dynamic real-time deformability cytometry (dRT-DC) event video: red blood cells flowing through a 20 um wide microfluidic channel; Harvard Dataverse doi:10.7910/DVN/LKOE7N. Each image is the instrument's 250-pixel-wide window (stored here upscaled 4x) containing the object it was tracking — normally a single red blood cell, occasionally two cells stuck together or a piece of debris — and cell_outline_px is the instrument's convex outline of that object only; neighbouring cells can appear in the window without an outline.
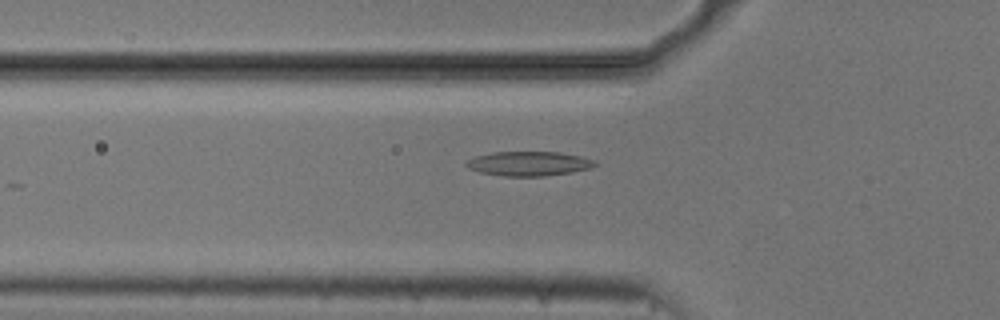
{"species": "common noctule bat (a hibernating species)", "species_latin": "Nyctalus noctula", "temperature_condition": "cold", "stored_images_in_passage": 9, "camera_frame_rate_fps": 3000, "um_per_image_px": 0.085, "animal": {"sex": "male", "body_mass_g": 20.5, "forearm_length_mm": 52.5}, "frame": {"image": 1, "passage_image": 4, "time_ms": 1.0, "image_size_px": [1000, 320], "cell_outline_px": [[600, 164], [592, 168], [572, 172], [544, 176], [504, 176], [480, 172], [468, 168], [464, 164], [464, 160], [476, 156], [492, 152], [560, 152], [580, 156], [596, 160]], "centroid_in_image_um": [44.97, 13.9], "position_along_channel_um": 80.8, "area_um2": 18.55}}
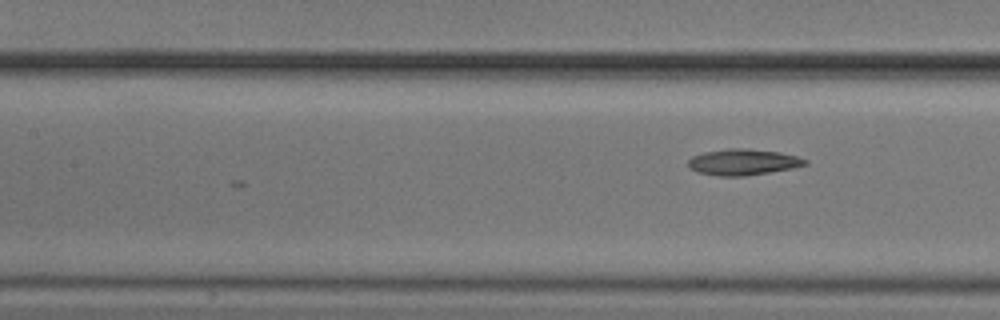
{"frame": {"image": 2, "passage_image": 9, "time_ms": 2.667, "image_size_px": [1000, 320], "cell_outline_px": [[808, 164], [792, 168], [744, 176], [720, 176], [696, 172], [688, 168], [688, 160], [692, 156], [704, 152], [728, 148], [748, 148], [780, 152], [796, 156], [808, 160]], "centroid_in_image_um": [63.13, 13.77], "position_along_channel_um": 144.3, "area_um2": 17.86}}